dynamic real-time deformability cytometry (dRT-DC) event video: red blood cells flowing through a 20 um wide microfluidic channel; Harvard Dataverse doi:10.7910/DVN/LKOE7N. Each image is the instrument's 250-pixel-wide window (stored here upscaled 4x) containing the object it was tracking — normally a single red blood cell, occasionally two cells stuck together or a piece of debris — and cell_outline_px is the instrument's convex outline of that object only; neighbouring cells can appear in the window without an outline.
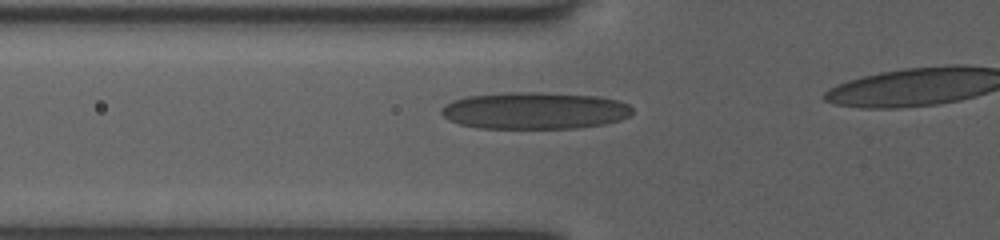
{"species": "human", "species_latin": "Homo sapiens", "temperature_condition": "room temperature", "stored_images_in_passage": 10, "segment_of_instrument_passage": [1, 2], "camera_frame_rate_fps": 3000, "um_per_image_px": 0.085, "donor": {"sex": "female"}, "frame": {"image": 1, "passage_image": 7, "time_ms": 4.333, "image_size_px": [1000, 240], "cell_outline_px": [[632, 112], [628, 116], [620, 120], [604, 124], [576, 128], [476, 128], [460, 124], [448, 120], [440, 112], [440, 108], [444, 104], [452, 100], [468, 96], [508, 92], [544, 92], [600, 96], [616, 100], [628, 104], [632, 108]], "centroid_in_image_um": [45.42, 9.4], "position_along_channel_um": 80.4, "area_um2": 41.38}}
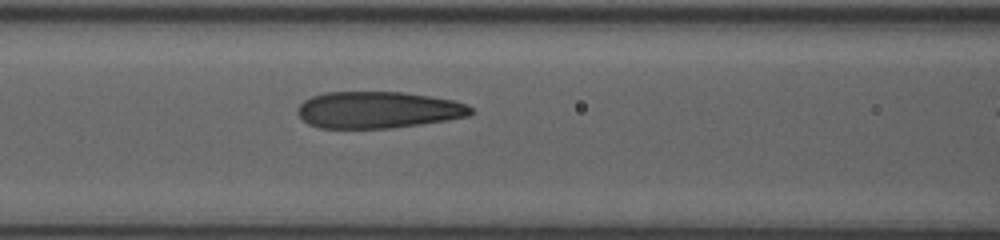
{"frame": {"image": 2, "passage_image": 9, "time_ms": 5.667, "image_size_px": [1000, 240], "cell_outline_px": [[472, 112], [468, 116], [448, 120], [392, 128], [320, 128], [308, 124], [296, 112], [300, 104], [304, 100], [312, 96], [324, 92], [404, 92], [452, 100], [468, 104], [472, 108]], "centroid_in_image_um": [32.12, 9.34], "position_along_channel_um": 134.5, "area_um2": 37.05}}